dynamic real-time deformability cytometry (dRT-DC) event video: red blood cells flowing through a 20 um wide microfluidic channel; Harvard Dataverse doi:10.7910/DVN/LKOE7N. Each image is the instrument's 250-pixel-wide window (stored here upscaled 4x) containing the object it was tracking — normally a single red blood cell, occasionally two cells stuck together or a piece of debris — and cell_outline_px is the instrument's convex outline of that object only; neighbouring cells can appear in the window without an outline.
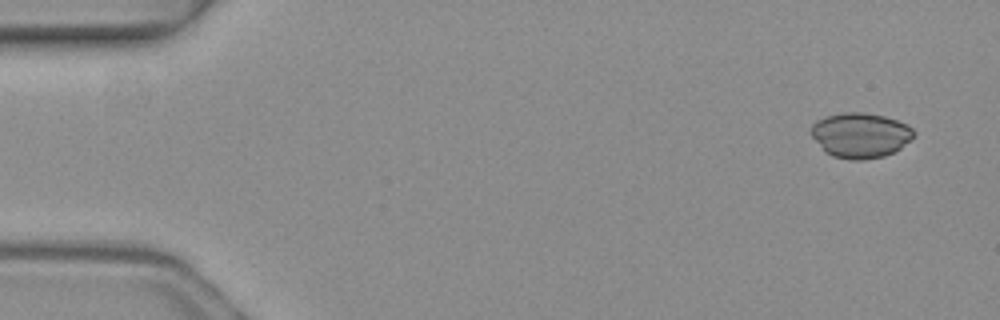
{"species": "common noctule bat (a hibernating species)", "species_latin": "Nyctalus noctula", "temperature_condition": "warm", "stored_images_in_passage": 2, "camera_frame_rate_fps": 3000, "um_per_image_px": 0.085, "animal": {"sex": "female", "body_mass_g": 19.3, "forearm_length_mm": 54.1}, "frame": {"image": 1, "passage_image": 2, "time_ms": 0.333, "image_size_px": [1000, 320], "cell_outline_px": [[916, 132], [900, 148], [884, 156], [864, 160], [852, 160], [832, 156], [812, 136], [812, 124], [816, 120], [824, 116], [844, 112], [864, 112], [884, 116], [908, 124]], "centroid_in_image_um": [73.14, 11.48], "position_along_channel_um": 11.9, "area_um2": 26.7}}